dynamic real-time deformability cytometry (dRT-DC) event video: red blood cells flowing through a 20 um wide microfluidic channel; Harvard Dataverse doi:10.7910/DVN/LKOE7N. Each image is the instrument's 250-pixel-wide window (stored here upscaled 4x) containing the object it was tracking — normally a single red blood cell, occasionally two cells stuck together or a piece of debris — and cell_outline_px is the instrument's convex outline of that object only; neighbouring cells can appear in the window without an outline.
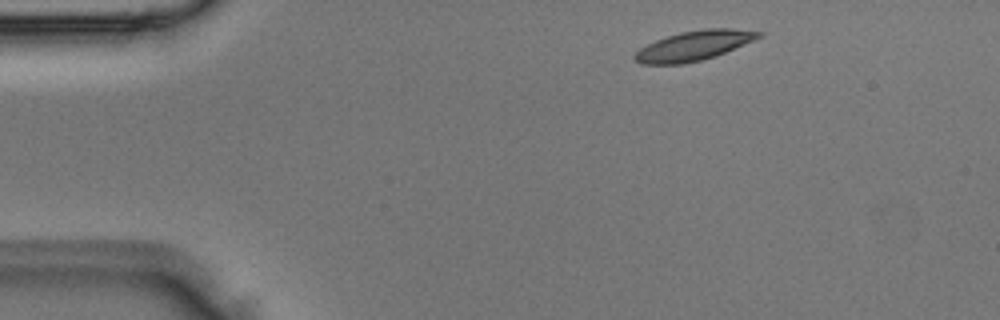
{"species": "Egyptian fruit bat (a non-hibernating species)", "species_latin": "Rousettus aegyptiacus", "temperature_condition": "room temperature", "stored_images_in_passage": 3, "camera_frame_rate_fps": 3000, "um_per_image_px": 0.085, "animal": {"sex": "male"}, "frame": {"image": 1, "passage_image": 1, "time_ms": 0.0, "image_size_px": [1000, 320], "cell_outline_px": [[764, 36], [716, 56], [700, 60], [680, 64], [640, 64], [632, 56], [640, 48], [656, 40], [680, 32], [704, 28], [732, 28], [764, 32]], "centroid_in_image_um": [59.02, 3.87], "position_along_channel_um": 26.0, "area_um2": 21.44}}
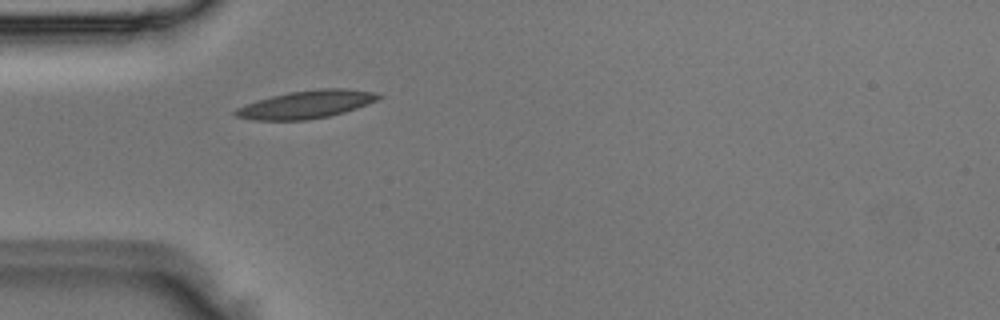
{"frame": {"image": 2, "passage_image": 3, "time_ms": 0.667, "image_size_px": [1000, 320], "cell_outline_px": [[384, 96], [368, 104], [344, 112], [328, 116], [308, 120], [252, 120], [236, 116], [232, 112], [236, 108], [244, 104], [272, 96], [288, 92], [320, 88], [348, 88], [372, 92]], "centroid_in_image_um": [26.01, 8.87], "position_along_channel_um": 59.0, "area_um2": 23.24}}